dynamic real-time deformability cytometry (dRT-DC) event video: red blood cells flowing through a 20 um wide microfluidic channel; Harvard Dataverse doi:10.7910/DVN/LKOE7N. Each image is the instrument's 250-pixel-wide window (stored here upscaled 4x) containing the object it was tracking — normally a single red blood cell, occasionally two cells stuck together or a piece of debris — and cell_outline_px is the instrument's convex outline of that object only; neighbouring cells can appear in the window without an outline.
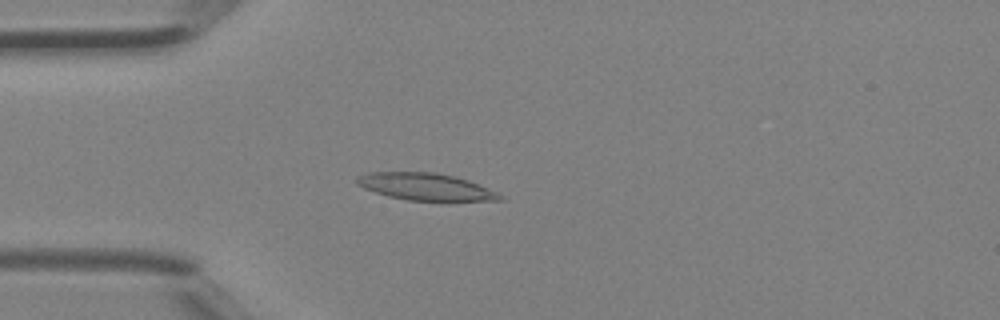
{"species": "Egyptian fruit bat (a non-hibernating species)", "species_latin": "Rousettus aegyptiacus", "temperature_condition": "room temperature", "stored_images_in_passage": 46, "camera_frame_rate_fps": 3000, "um_per_image_px": 0.085, "animal": {"sex": "female"}, "frame": {"image": 1, "passage_image": 13, "time_ms": 4.0, "image_size_px": [1000, 320], "cell_outline_px": [[504, 200], [408, 200], [388, 196], [364, 188], [356, 184], [356, 176], [368, 172], [436, 172], [456, 176], [468, 180], [500, 192], [504, 196]], "centroid_in_image_um": [36.2, 15.86], "position_along_channel_um": 48.8, "area_um2": 22.6}}
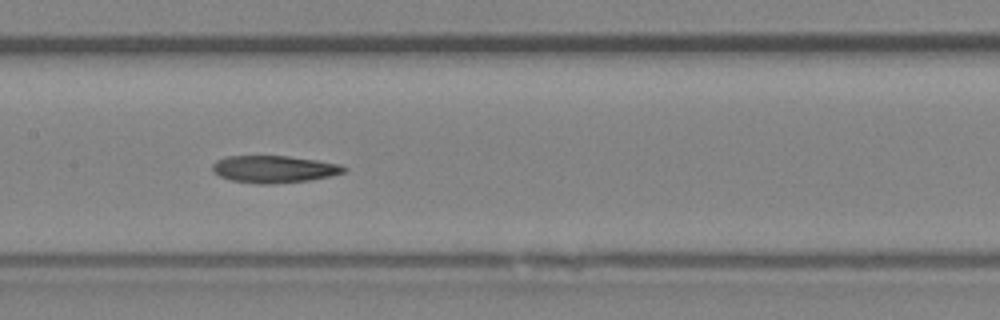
{"frame": {"image": 2, "passage_image": 23, "time_ms": 7.333, "image_size_px": [1000, 320], "cell_outline_px": [[348, 168], [344, 172], [328, 176], [308, 180], [272, 184], [256, 184], [232, 180], [220, 176], [212, 172], [212, 164], [216, 160], [228, 156], [288, 156], [316, 160], [340, 164]], "centroid_in_image_um": [23.26, 14.37], "position_along_channel_um": 184.1, "area_um2": 20.75}}
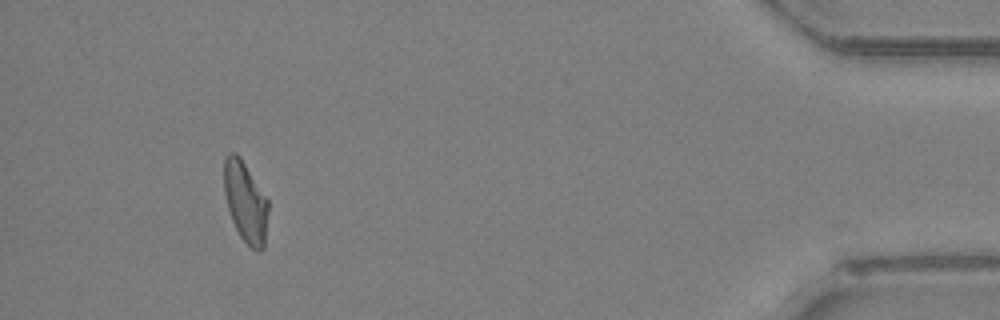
{"frame": {"image": 3, "passage_image": 43, "time_ms": 14.0, "image_size_px": [1000, 320], "cell_outline_px": [[268, 212], [264, 248], [260, 252], [256, 252], [240, 236], [232, 220], [228, 208], [224, 192], [224, 156], [228, 152], [236, 152], [240, 156], [268, 200]], "centroid_in_image_um": [20.86, 17.15], "position_along_channel_um": 414.3, "area_um2": 20.81}}